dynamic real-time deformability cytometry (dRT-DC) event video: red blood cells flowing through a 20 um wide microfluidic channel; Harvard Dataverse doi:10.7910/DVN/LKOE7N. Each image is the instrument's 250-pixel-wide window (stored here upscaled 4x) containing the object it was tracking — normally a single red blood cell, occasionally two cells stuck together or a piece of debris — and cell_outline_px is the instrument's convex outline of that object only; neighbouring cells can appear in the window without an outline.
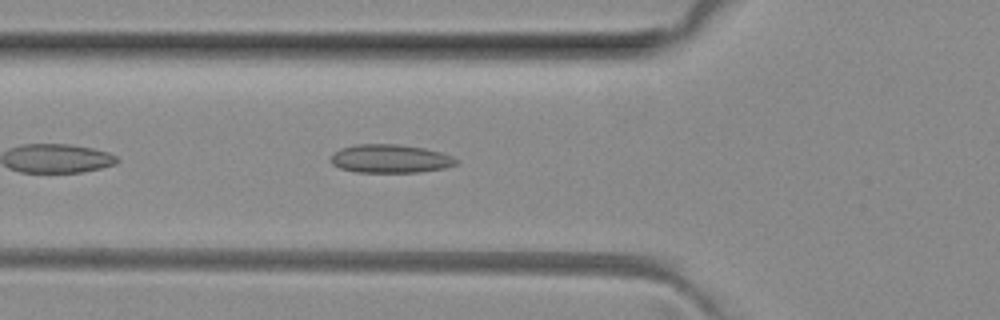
{"species": "common noctule bat (a hibernating species)", "species_latin": "Nyctalus noctula", "temperature_condition": "room temperature", "stored_images_in_passage": 38, "camera_frame_rate_fps": 3000, "um_per_image_px": 0.085, "animal": {"sex": "female", "body_mass_g": 29.2, "forearm_length_mm": 56.3}, "frame": {"image": 1, "passage_image": 5, "time_ms": 1.333, "image_size_px": [1000, 320], "cell_outline_px": [[460, 160], [456, 164], [444, 168], [420, 172], [356, 172], [340, 168], [332, 164], [332, 156], [340, 148], [356, 144], [400, 144], [424, 148], [440, 152], [452, 156]], "centroid_in_image_um": [33.2, 13.48], "position_along_channel_um": 92.6, "area_um2": 20.75}}
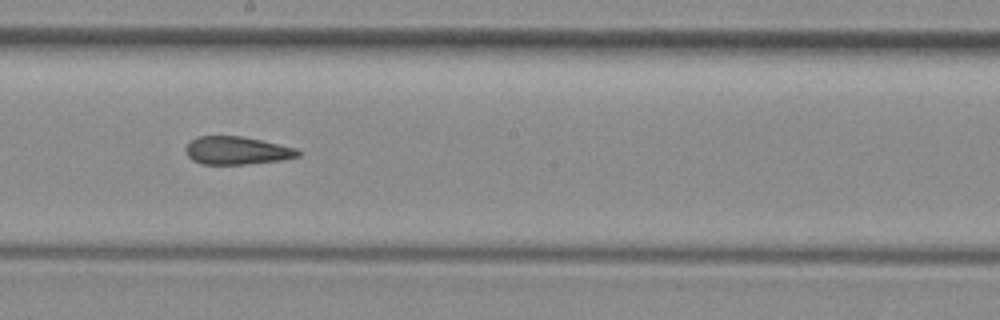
{"frame": {"image": 2, "passage_image": 15, "time_ms": 4.667, "image_size_px": [1000, 320], "cell_outline_px": [[300, 156], [284, 160], [244, 164], [204, 164], [192, 160], [188, 156], [184, 148], [192, 140], [200, 136], [244, 136], [296, 148], [300, 152]], "centroid_in_image_um": [20.15, 12.79], "position_along_channel_um": 228.0, "area_um2": 18.26}}
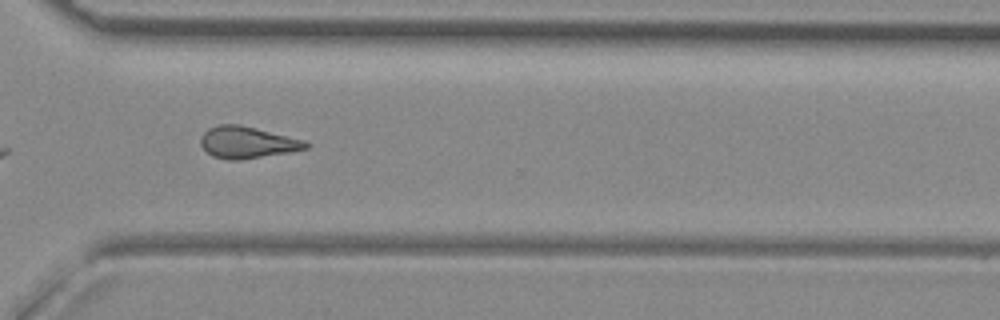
{"frame": {"image": 3, "passage_image": 24, "time_ms": 7.667, "image_size_px": [1000, 320], "cell_outline_px": [[312, 144], [308, 148], [288, 152], [240, 160], [228, 160], [212, 156], [200, 144], [200, 136], [208, 128], [220, 124], [240, 124], [308, 140]], "centroid_in_image_um": [21.05, 12.09], "position_along_channel_um": 349.5, "area_um2": 19.71}, "authors_computed_cell_mechanics": {"area_um2": 19.0162, "velocity_mm_per_s": 4.0536, "shape_relaxation_time_tau1_ms": null, "shape_relaxation_time_tau2_ms": 2.5001, "deformation_change_tau1": null, "deformation_change_tau2": 0.0799}}